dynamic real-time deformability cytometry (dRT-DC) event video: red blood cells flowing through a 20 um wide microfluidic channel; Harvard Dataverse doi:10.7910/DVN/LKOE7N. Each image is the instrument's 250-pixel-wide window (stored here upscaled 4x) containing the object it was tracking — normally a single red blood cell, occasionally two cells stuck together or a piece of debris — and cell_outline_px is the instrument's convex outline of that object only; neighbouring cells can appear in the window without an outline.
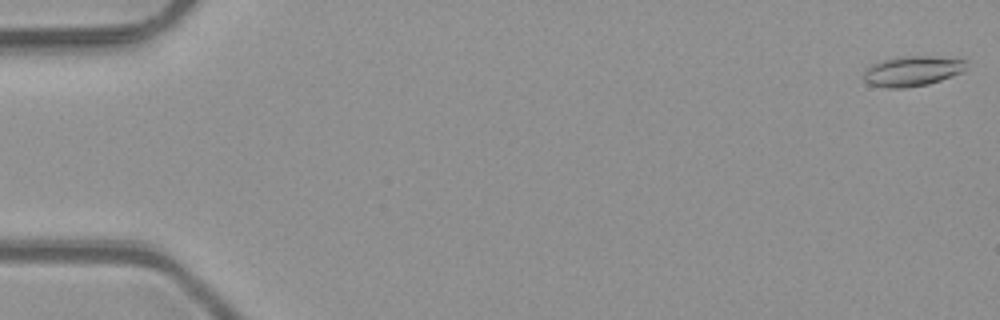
{"species": "common noctule bat (a hibernating species)", "species_latin": "Nyctalus noctula", "temperature_condition": "room temperature", "stored_images_in_passage": 8, "camera_frame_rate_fps": 3000, "um_per_image_px": 0.085, "animal": {"sex": "male", "body_mass_g": 23.1, "forearm_length_mm": 52.7}, "frame": {"image": 1, "passage_image": 1, "time_ms": 0.0, "image_size_px": [1000, 320], "cell_outline_px": [[968, 60], [964, 68], [960, 72], [952, 76], [928, 84], [904, 88], [888, 88], [868, 84], [864, 80], [864, 72], [872, 64], [884, 60], [900, 56], [928, 56]], "centroid_in_image_um": [77.52, 6.04], "position_along_channel_um": 7.5, "area_um2": 17.8}}